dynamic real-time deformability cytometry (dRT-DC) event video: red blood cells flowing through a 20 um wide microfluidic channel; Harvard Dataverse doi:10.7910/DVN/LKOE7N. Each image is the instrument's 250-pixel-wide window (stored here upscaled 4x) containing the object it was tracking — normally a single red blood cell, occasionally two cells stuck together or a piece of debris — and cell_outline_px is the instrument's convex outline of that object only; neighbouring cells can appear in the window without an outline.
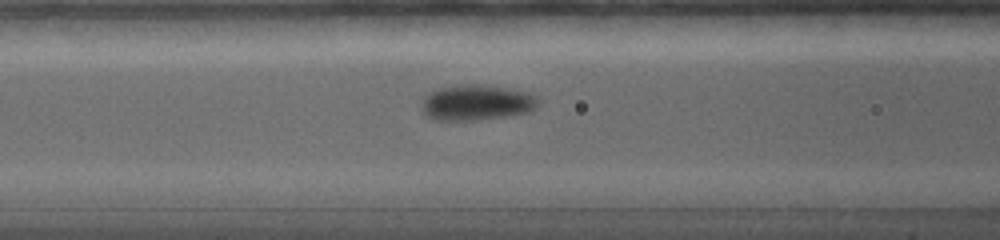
{"species": "common noctule bat (a hibernating species)", "species_latin": "Nyctalus noctula", "temperature_condition": "warm", "stored_images_in_passage": 55, "camera_frame_rate_fps": 5000, "um_per_image_px": 0.085, "animal": {"sex": "female", "body_mass_g": 19.0, "forearm_length_mm": 56.7}, "frame": {"image": 1, "passage_image": 18, "time_ms": 5.0, "image_size_px": [1000, 240], "cell_outline_px": [[540, 100], [536, 108], [528, 112], [508, 116], [476, 120], [436, 120], [428, 116], [420, 108], [420, 104], [424, 96], [428, 92], [440, 88], [456, 84], [484, 84], [512, 88], [528, 92], [536, 96]], "centroid_in_image_um": [40.51, 8.7], "position_along_channel_um": 126.1, "area_um2": 24.68}}
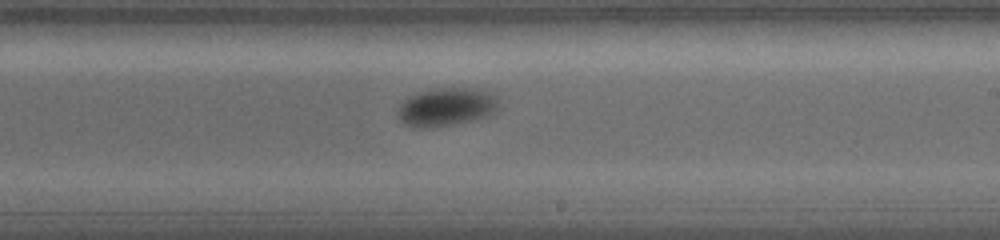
{"frame": {"image": 2, "passage_image": 30, "time_ms": 8.4, "image_size_px": [1000, 240], "cell_outline_px": [[496, 108], [488, 116], [428, 128], [412, 128], [404, 124], [400, 120], [400, 104], [408, 96], [420, 92], [436, 88], [484, 88], [496, 92]], "centroid_in_image_um": [37.95, 9.06], "position_along_channel_um": 251.0, "area_um2": 22.31}}
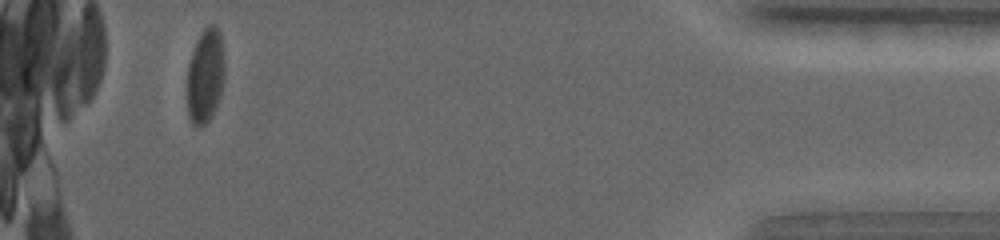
{"frame": {"image": 3, "passage_image": 49, "time_ms": 15.2, "image_size_px": [1000, 240], "cell_outline_px": [[224, 72], [220, 92], [216, 104], [208, 120], [200, 128], [192, 124], [188, 116], [188, 64], [196, 40], [200, 32], [208, 24], [216, 24], [220, 32], [224, 60]], "centroid_in_image_um": [17.44, 6.38], "position_along_channel_um": 417.8, "area_um2": 20.4}, "authors_computed_cell_mechanics": {"area_um2": 21.5594, "velocity_mm_per_s": 3.6819, "shape_relaxation_time_tau1_ms": 3.3485, "shape_relaxation_time_tau2_ms": null, "deformation_change_tau1": 0.1241, "deformation_change_tau2": null}}